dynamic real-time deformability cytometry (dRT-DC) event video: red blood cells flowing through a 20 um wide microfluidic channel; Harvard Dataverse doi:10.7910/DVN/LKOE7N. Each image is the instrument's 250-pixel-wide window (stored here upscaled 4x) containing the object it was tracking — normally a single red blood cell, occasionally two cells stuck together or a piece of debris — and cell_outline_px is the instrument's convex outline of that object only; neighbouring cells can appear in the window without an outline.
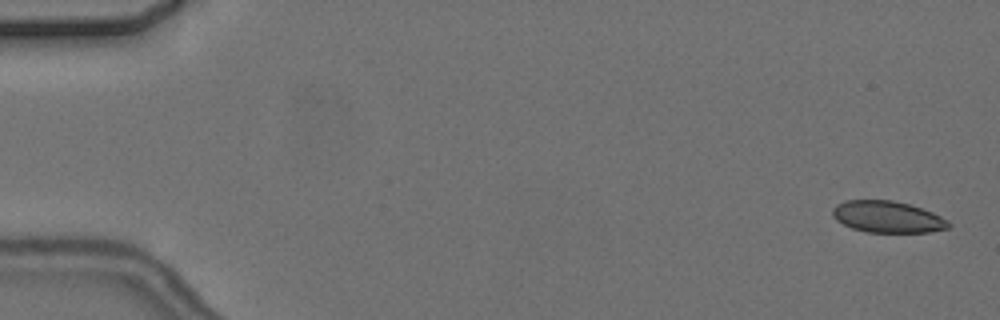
{"species": "common noctule bat (a hibernating species)", "species_latin": "Nyctalus noctula", "temperature_condition": "cold", "stored_images_in_passage": 5, "camera_frame_rate_fps": 3000, "um_per_image_px": 0.085, "animal": {"sex": "female", "body_mass_g": 24.6, "forearm_length_mm": 56.2}, "frame": {"image": 1, "passage_image": 1, "time_ms": 0.0, "image_size_px": [1000, 320], "cell_outline_px": [[952, 224], [948, 228], [932, 232], [868, 232], [852, 228], [836, 220], [832, 216], [832, 208], [836, 204], [844, 200], [892, 200], [908, 204], [932, 212], [948, 220]], "centroid_in_image_um": [75.42, 18.43], "position_along_channel_um": 9.6, "area_um2": 21.39}}